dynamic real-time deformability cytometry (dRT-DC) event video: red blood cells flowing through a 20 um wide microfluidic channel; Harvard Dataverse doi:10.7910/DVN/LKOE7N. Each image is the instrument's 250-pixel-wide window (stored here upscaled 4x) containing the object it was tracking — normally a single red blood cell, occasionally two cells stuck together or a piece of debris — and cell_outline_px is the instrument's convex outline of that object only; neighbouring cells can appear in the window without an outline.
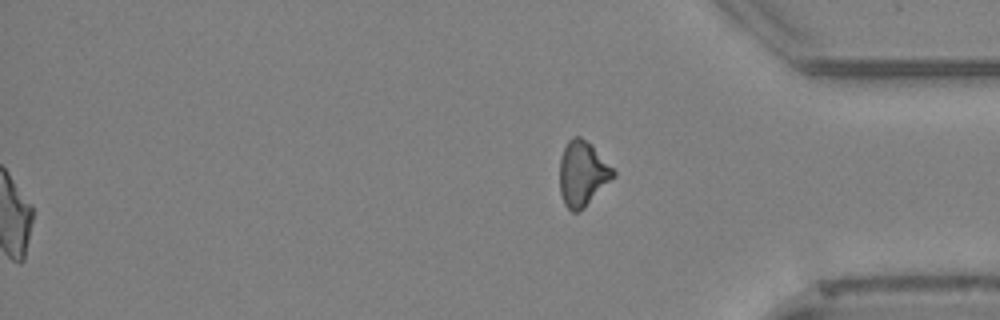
{"species": "Egyptian fruit bat (a non-hibernating species)", "species_latin": "Rousettus aegyptiacus", "temperature_condition": "cold", "stored_images_in_passage": 53, "segment_of_instrument_passage": [2, 2], "camera_frame_rate_fps": 3000, "um_per_image_px": 0.085, "animal": {"sex": "female"}, "frame": {"image": 1, "passage_image": 53, "time_ms": 17.333, "image_size_px": [1000, 320], "cell_outline_px": [[616, 176], [580, 212], [572, 212], [564, 204], [560, 192], [560, 160], [564, 148], [568, 140], [572, 136], [580, 136], [592, 144], [616, 172]], "centroid_in_image_um": [49.52, 14.76], "position_along_channel_um": 385.7, "area_um2": 20.46}}